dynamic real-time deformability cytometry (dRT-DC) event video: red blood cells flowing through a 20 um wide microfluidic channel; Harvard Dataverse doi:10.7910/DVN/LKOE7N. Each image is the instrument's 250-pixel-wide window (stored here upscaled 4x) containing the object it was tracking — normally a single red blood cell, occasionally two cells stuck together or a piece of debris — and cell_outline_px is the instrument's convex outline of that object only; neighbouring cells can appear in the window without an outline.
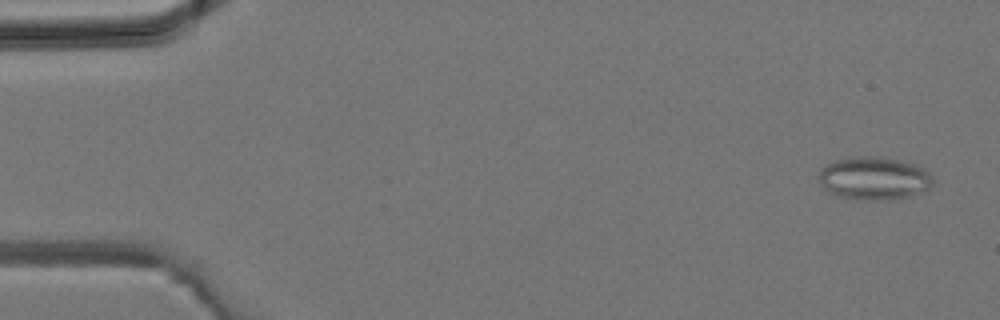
{"species": "common noctule bat (a hibernating species)", "species_latin": "Nyctalus noctula", "temperature_condition": "room temperature", "stored_images_in_passage": 42, "segment_of_instrument_passage": [1, 2], "camera_frame_rate_fps": 3000, "um_per_image_px": 0.085, "animal": {"sex": "male", "body_mass_g": 19.2, "forearm_length_mm": 51.8}, "frame": {"image": 1, "passage_image": 2, "time_ms": 0.333, "image_size_px": [1000, 320], "cell_outline_px": [[932, 184], [928, 188], [912, 196], [884, 200], [868, 200], [836, 196], [824, 188], [820, 184], [820, 168], [836, 160], [860, 156], [872, 156], [900, 160], [924, 168], [932, 176]], "centroid_in_image_um": [74.29, 15.16], "position_along_channel_um": 10.7, "area_um2": 28.32}}